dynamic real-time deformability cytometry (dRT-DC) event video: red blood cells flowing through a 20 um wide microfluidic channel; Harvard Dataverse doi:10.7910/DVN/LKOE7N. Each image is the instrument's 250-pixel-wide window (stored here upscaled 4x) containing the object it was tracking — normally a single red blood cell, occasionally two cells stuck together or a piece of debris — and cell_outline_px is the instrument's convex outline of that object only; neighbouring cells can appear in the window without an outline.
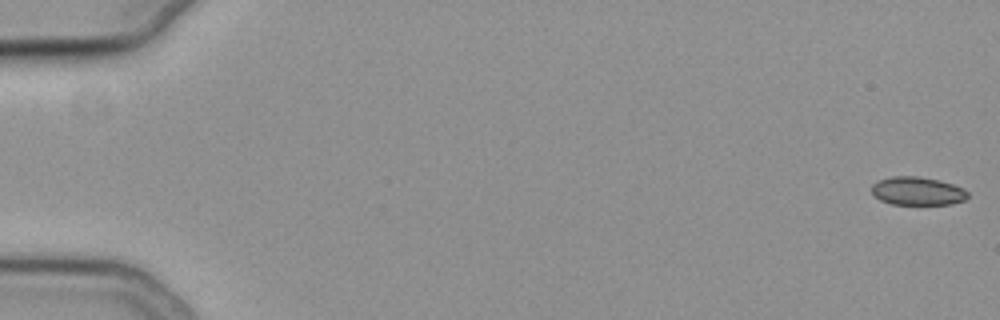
{"species": "common noctule bat (a hibernating species)", "species_latin": "Nyctalus noctula", "temperature_condition": "cold", "stored_images_in_passage": 12, "camera_frame_rate_fps": 3000, "um_per_image_px": 0.085, "animal": {"sex": "female", "body_mass_g": 19.3, "forearm_length_mm": 54.1}, "frame": {"image": 1, "passage_image": 1, "time_ms": 0.0, "image_size_px": [1000, 320], "cell_outline_px": [[968, 196], [964, 200], [952, 204], [892, 204], [880, 200], [872, 192], [872, 184], [876, 180], [892, 176], [916, 176], [940, 180], [964, 188], [968, 192]], "centroid_in_image_um": [77.98, 16.23], "position_along_channel_um": 7.0, "area_um2": 15.9}}